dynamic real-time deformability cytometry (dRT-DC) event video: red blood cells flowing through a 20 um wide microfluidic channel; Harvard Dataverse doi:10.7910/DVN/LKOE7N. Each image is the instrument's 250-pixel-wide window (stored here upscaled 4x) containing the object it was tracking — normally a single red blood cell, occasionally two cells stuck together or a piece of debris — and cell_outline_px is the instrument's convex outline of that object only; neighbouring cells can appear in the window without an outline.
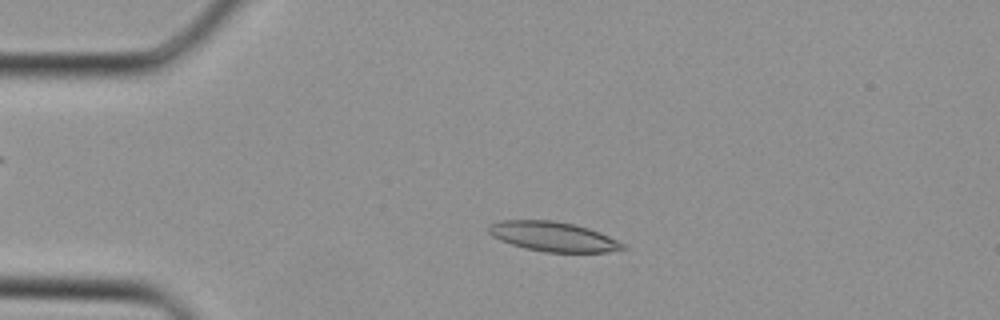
{"species": "Egyptian fruit bat (a non-hibernating species)", "species_latin": "Rousettus aegyptiacus", "temperature_condition": "cold", "stored_images_in_passage": 35, "camera_frame_rate_fps": 3000, "um_per_image_px": 0.085, "animal": {"sex": "female"}, "frame": {"image": 1, "passage_image": 7, "time_ms": 2.0, "image_size_px": [1000, 320], "cell_outline_px": [[628, 248], [608, 252], [544, 252], [524, 248], [500, 240], [492, 236], [488, 232], [488, 224], [500, 220], [552, 220], [572, 224], [588, 228], [600, 232], [624, 244]], "centroid_in_image_um": [46.99, 20.11], "position_along_channel_um": 38.0, "area_um2": 23.18}}
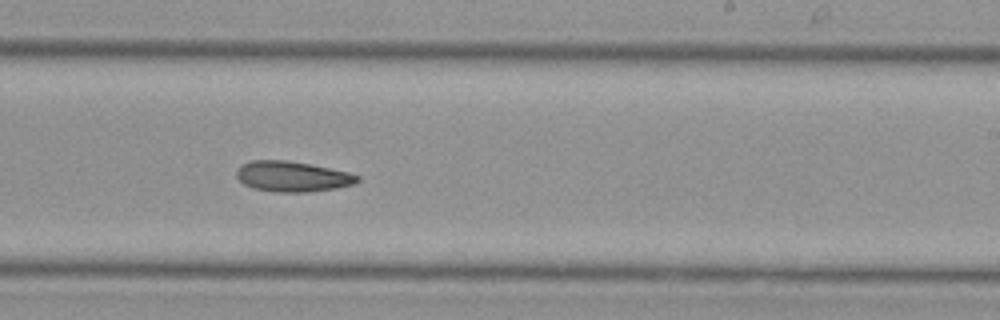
{"frame": {"image": 2, "passage_image": 21, "time_ms": 6.667, "image_size_px": [1000, 320], "cell_outline_px": [[360, 180], [356, 184], [336, 188], [308, 192], [276, 192], [252, 188], [244, 184], [236, 176], [236, 168], [240, 164], [248, 160], [288, 160], [312, 164], [348, 172], [360, 176]], "centroid_in_image_um": [24.84, 14.99], "position_along_channel_um": 264.2, "area_um2": 21.79}}
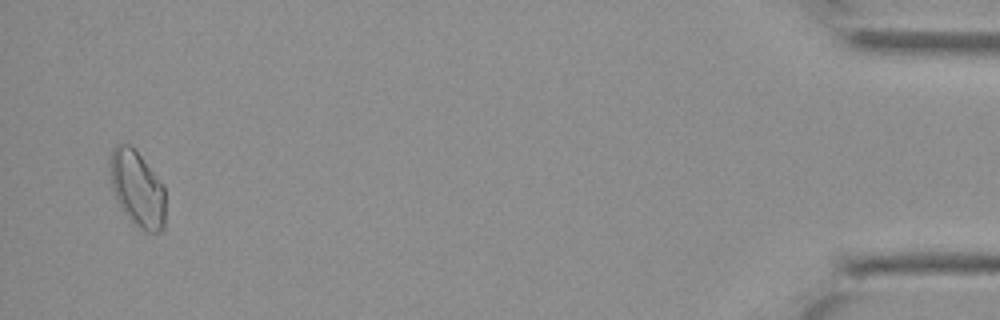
{"frame": {"image": 3, "passage_image": 34, "time_ms": 11.0, "image_size_px": [1000, 320], "cell_outline_px": [[164, 228], [160, 232], [148, 232], [136, 224], [124, 212], [112, 188], [108, 172], [108, 160], [112, 148], [116, 144], [128, 144], [136, 148], [164, 184]], "centroid_in_image_um": [11.65, 15.95], "position_along_channel_um": 423.5, "area_um2": 24.8}}